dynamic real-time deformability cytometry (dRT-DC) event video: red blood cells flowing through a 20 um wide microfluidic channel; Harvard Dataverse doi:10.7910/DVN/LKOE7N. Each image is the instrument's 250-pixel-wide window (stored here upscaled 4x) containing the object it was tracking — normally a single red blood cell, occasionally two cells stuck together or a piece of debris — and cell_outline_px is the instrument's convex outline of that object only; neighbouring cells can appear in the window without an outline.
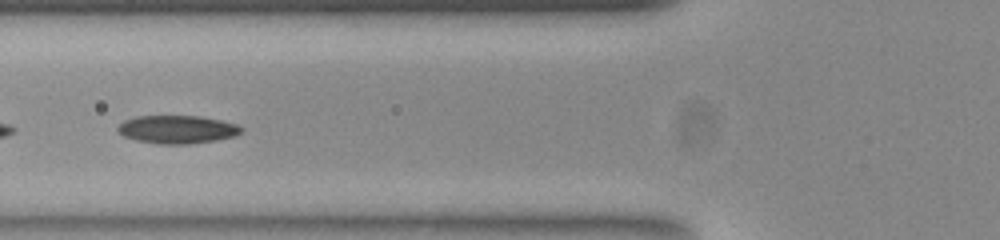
{"species": "common noctule bat (a hibernating species)", "species_latin": "Nyctalus noctula", "temperature_condition": "room temperature", "stored_images_in_passage": 41, "camera_frame_rate_fps": 3000, "um_per_image_px": 0.085, "animal": {"sex": "female", "body_mass_g": 23.0, "forearm_length_mm": 53.4}, "frame": {"image": 1, "passage_image": 12, "time_ms": 3.667, "image_size_px": [1000, 240], "cell_outline_px": [[244, 128], [240, 132], [232, 136], [216, 140], [184, 144], [160, 144], [136, 140], [124, 136], [116, 128], [124, 120], [136, 116], [200, 116], [220, 120], [236, 124]], "centroid_in_image_um": [15.04, 10.99], "position_along_channel_um": 110.8, "area_um2": 20.0}}
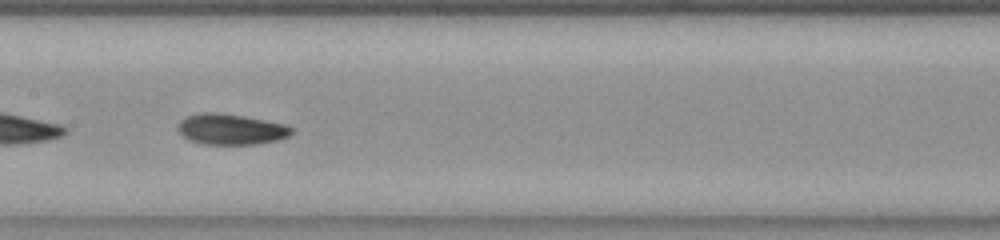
{"frame": {"image": 2, "passage_image": 18, "time_ms": 5.667, "image_size_px": [1000, 240], "cell_outline_px": [[292, 132], [288, 136], [276, 140], [252, 144], [204, 144], [192, 140], [184, 136], [180, 132], [180, 120], [188, 116], [204, 112], [220, 112], [244, 116], [284, 124], [292, 128]], "centroid_in_image_um": [19.64, 10.97], "position_along_channel_um": 187.8, "area_um2": 19.88}, "authors_computed_cell_mechanics": {"area_um2": 19.5942, "velocity_mm_per_s": 3.8488, "shape_relaxation_time_tau1_ms": 2.8894, "shape_relaxation_time_tau2_ms": 3.1395, "deformation_change_tau1": 0.1222, "deformation_change_tau2": 0.0884}}